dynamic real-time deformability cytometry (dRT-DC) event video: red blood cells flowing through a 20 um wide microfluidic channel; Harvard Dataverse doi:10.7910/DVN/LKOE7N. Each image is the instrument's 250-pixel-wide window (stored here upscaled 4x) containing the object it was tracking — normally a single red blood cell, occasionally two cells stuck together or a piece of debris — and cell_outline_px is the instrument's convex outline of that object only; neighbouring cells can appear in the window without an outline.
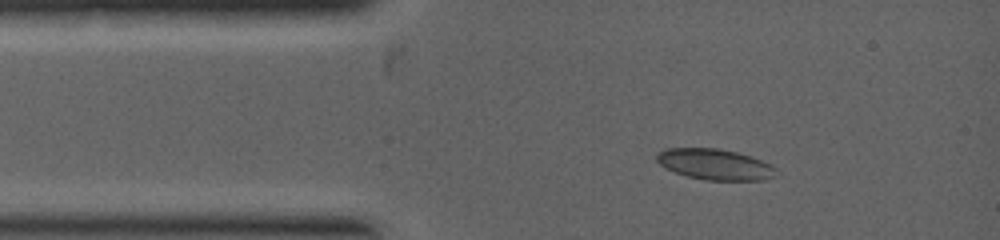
{"species": "common noctule bat (a hibernating species)", "species_latin": "Nyctalus noctula", "temperature_condition": "warm", "stored_images_in_passage": 2, "camera_frame_rate_fps": 5000, "um_per_image_px": 0.085, "animal": {"sex": "female", "body_mass_g": 19.0, "forearm_length_mm": 53.3}, "frame": {"image": 1, "passage_image": 1, "time_ms": 0.0, "image_size_px": [1000, 240], "cell_outline_px": [[776, 168], [772, 176], [764, 180], [704, 180], [688, 176], [664, 168], [656, 160], [656, 156], [664, 148], [720, 148], [752, 156]], "centroid_in_image_um": [60.72, 13.96], "position_along_channel_um": 24.3, "area_um2": 21.27}}